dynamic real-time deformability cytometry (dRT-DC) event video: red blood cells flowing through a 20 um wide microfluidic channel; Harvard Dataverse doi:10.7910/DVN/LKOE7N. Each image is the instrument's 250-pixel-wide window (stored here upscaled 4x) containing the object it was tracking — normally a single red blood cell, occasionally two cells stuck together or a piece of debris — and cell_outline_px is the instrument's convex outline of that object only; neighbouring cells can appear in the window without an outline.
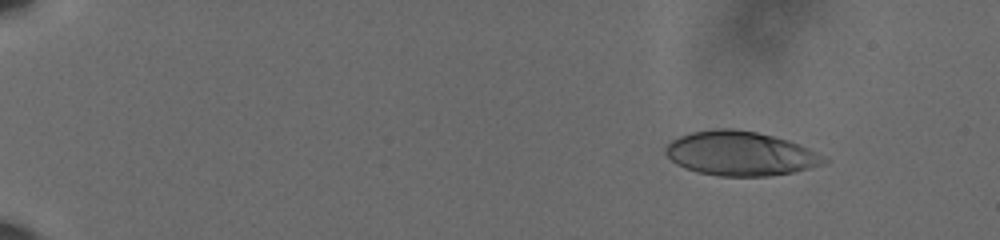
{"species": "human", "species_latin": "Homo sapiens", "temperature_condition": "cold", "stored_images_in_passage": 19, "camera_frame_rate_fps": 3000, "um_per_image_px": 0.085, "donor": {"sex": "male"}, "frame": {"image": 1, "passage_image": 8, "time_ms": 2.333, "image_size_px": [1000, 240], "cell_outline_px": [[828, 160], [824, 164], [792, 172], [768, 176], [720, 176], [696, 172], [684, 168], [676, 164], [664, 152], [664, 148], [672, 140], [680, 136], [692, 132], [716, 128], [732, 128], [756, 132], [788, 140], [808, 148]], "centroid_in_image_um": [62.88, 13.05], "position_along_channel_um": 22.1, "area_um2": 40.63}}